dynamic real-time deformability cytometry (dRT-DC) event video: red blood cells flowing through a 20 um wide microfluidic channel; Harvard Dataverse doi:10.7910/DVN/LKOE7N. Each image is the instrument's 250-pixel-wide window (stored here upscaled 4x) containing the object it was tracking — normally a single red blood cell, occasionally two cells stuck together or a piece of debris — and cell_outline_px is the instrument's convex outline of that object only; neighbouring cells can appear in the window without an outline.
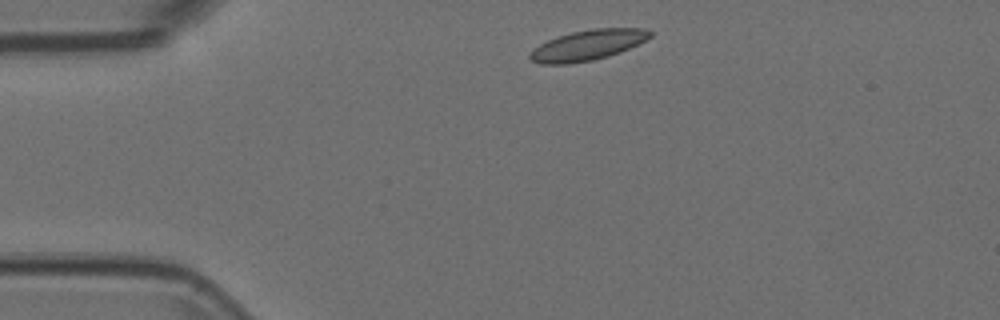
{"species": "Egyptian fruit bat (a non-hibernating species)", "species_latin": "Rousettus aegyptiacus", "temperature_condition": "room temperature", "stored_images_in_passage": 37, "camera_frame_rate_fps": 3000, "um_per_image_px": 0.085, "animal": {"sex": "female"}, "frame": {"image": 1, "passage_image": 1, "time_ms": 0.0, "image_size_px": [1000, 320], "cell_outline_px": [[652, 36], [620, 52], [608, 56], [592, 60], [568, 64], [540, 64], [528, 60], [528, 52], [532, 48], [548, 40], [572, 32], [592, 28], [644, 28], [652, 32]], "centroid_in_image_um": [49.88, 3.84], "position_along_channel_um": 35.1, "area_um2": 21.27}}
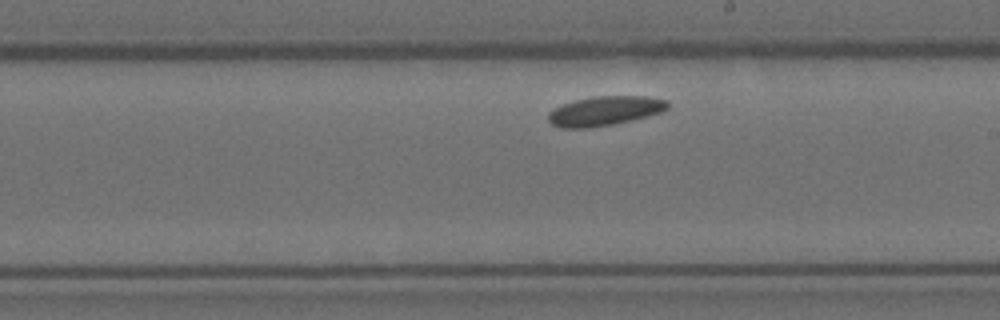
{"frame": {"image": 2, "passage_image": 22, "time_ms": 7.0, "image_size_px": [1000, 320], "cell_outline_px": [[672, 104], [668, 108], [660, 112], [648, 116], [632, 120], [612, 124], [588, 128], [560, 128], [552, 124], [548, 120], [548, 112], [552, 108], [576, 100], [596, 96], [648, 96], [668, 100]], "centroid_in_image_um": [51.43, 9.42], "position_along_channel_um": 237.6, "area_um2": 20.58}}
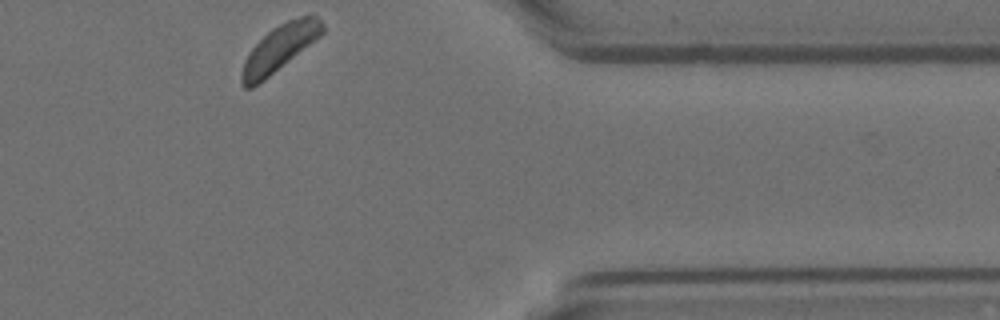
{"frame": {"image": 3, "passage_image": 37, "time_ms": 12.0, "image_size_px": [1000, 320], "cell_outline_px": [[324, 32], [320, 36], [264, 80], [252, 88], [244, 88], [240, 84], [240, 76], [244, 60], [248, 52], [272, 28], [288, 20], [312, 12], [324, 24]], "centroid_in_image_um": [23.75, 4.08], "position_along_channel_um": 387.7, "area_um2": 21.68}}